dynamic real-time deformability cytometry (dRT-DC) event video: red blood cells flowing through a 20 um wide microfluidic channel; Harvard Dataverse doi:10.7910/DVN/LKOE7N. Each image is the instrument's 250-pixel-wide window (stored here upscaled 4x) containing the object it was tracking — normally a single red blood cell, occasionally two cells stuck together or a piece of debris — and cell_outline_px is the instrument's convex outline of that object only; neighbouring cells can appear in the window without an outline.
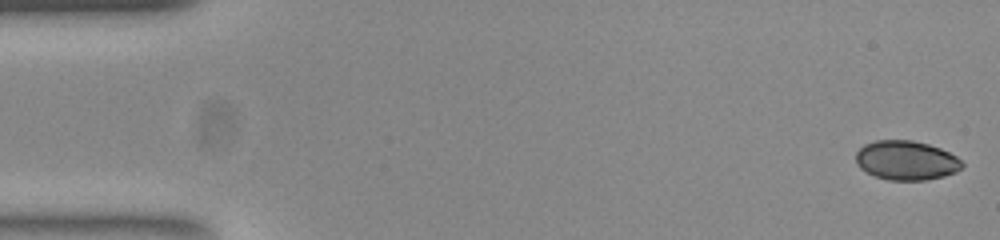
{"species": "common noctule bat (a hibernating species)", "species_latin": "Nyctalus noctula", "temperature_condition": "room temperature", "stored_images_in_passage": 16, "camera_frame_rate_fps": 3000, "um_per_image_px": 0.085, "animal": {"sex": "female", "body_mass_g": 23.0, "forearm_length_mm": 53.4}, "frame": {"image": 1, "passage_image": 1, "time_ms": 0.0, "image_size_px": [1000, 240], "cell_outline_px": [[964, 164], [956, 172], [944, 176], [924, 180], [888, 180], [876, 176], [860, 168], [856, 164], [856, 152], [864, 144], [876, 140], [912, 140], [928, 144], [940, 148], [956, 156]], "centroid_in_image_um": [77.02, 13.63], "position_along_channel_um": 8.0, "area_um2": 24.28}}